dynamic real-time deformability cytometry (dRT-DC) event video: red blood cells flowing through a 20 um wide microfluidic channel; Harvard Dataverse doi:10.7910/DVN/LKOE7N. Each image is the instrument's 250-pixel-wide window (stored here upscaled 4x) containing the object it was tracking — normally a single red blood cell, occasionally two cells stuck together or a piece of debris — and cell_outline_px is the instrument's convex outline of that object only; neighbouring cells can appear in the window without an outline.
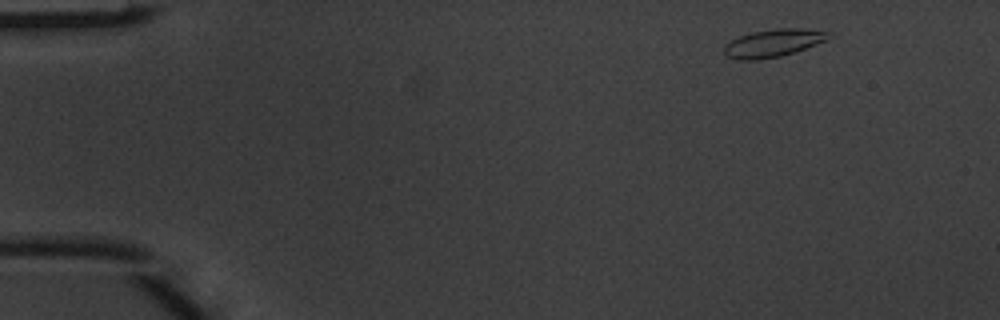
{"species": "common noctule bat (a hibernating species)", "species_latin": "Nyctalus noctula", "temperature_condition": "warm", "stored_images_in_passage": 5, "camera_frame_rate_fps": 3000, "um_per_image_px": 0.085, "animal": {"sex": "male", "body_mass_g": 20.1, "forearm_length_mm": 53.5}, "frame": {"image": 1, "passage_image": 1, "time_ms": 0.0, "image_size_px": [1000, 320], "cell_outline_px": [[836, 36], [828, 40], [780, 56], [756, 60], [740, 60], [728, 56], [724, 52], [724, 44], [740, 36], [752, 32], [776, 28], [804, 28], [828, 32]], "centroid_in_image_um": [65.76, 3.64], "position_along_channel_um": 19.2, "area_um2": 16.82}}